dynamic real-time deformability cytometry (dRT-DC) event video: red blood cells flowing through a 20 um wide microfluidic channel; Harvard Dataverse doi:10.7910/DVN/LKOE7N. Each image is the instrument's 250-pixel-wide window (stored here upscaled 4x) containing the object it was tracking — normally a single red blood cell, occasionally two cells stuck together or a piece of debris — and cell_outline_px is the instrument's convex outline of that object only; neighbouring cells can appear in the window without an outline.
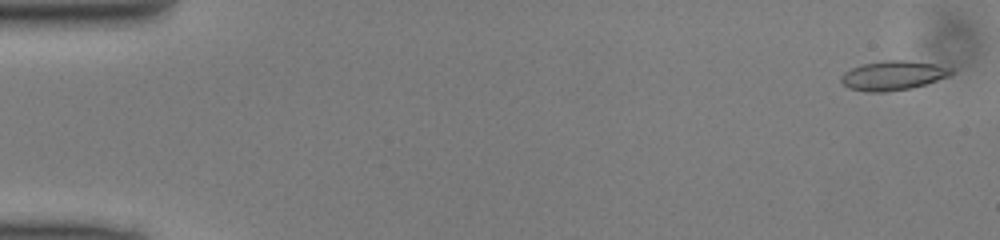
{"species": "common noctule bat (a hibernating species)", "species_latin": "Nyctalus noctula", "temperature_condition": "cold", "stored_images_in_passage": 50, "camera_frame_rate_fps": 3000, "um_per_image_px": 0.085, "animal": {"sex": "male", "body_mass_g": 13.0, "forearm_length_mm": 53.1}, "frame": {"image": 1, "passage_image": 2, "time_ms": 0.333, "image_size_px": [1000, 240], "cell_outline_px": [[952, 72], [948, 76], [912, 88], [884, 92], [868, 92], [848, 88], [840, 80], [840, 76], [844, 72], [860, 64], [884, 60], [904, 60], [936, 64], [952, 68]], "centroid_in_image_um": [75.86, 6.41], "position_along_channel_um": 9.1, "area_um2": 18.79}}
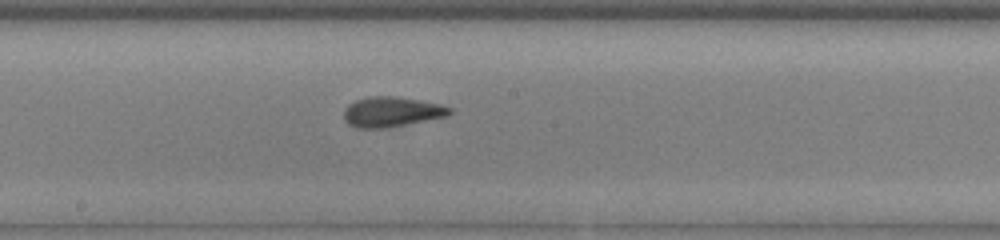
{"frame": {"image": 2, "passage_image": 27, "time_ms": 8.667, "image_size_px": [1000, 240], "cell_outline_px": [[452, 112], [448, 116], [384, 128], [356, 128], [348, 124], [344, 120], [344, 108], [348, 104], [356, 100], [368, 96], [396, 96], [420, 100], [440, 104], [452, 108]], "centroid_in_image_um": [33.26, 9.5], "position_along_channel_um": 214.9, "area_um2": 18.61}}
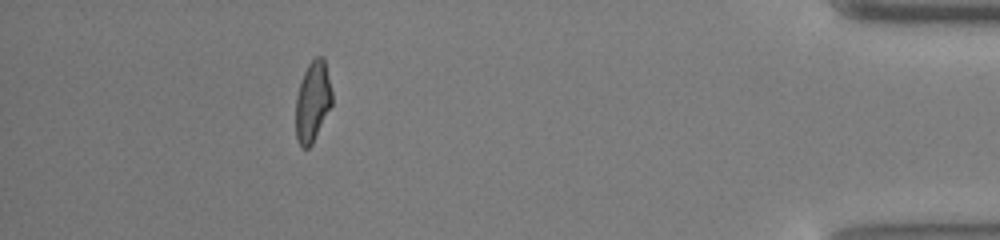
{"frame": {"image": 3, "passage_image": 45, "time_ms": 14.667, "image_size_px": [1000, 240], "cell_outline_px": [[332, 104], [312, 144], [308, 148], [300, 148], [296, 140], [296, 96], [304, 72], [308, 64], [316, 56], [324, 56], [332, 92]], "centroid_in_image_um": [26.57, 8.64], "position_along_channel_um": 408.6, "area_um2": 17.05}}